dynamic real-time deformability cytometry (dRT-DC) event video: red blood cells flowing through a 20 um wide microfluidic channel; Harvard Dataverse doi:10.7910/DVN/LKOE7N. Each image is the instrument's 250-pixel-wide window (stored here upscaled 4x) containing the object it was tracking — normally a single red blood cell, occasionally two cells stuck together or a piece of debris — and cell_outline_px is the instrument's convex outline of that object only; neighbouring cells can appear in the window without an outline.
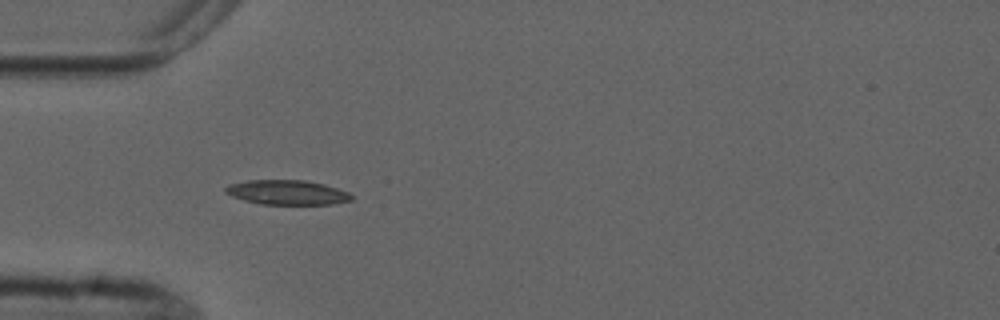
{"species": "common noctule bat (a hibernating species)", "species_latin": "Nyctalus noctula", "temperature_condition": "cold", "stored_images_in_passage": 4, "camera_frame_rate_fps": 3000, "um_per_image_px": 0.085, "animal": {"sex": "male", "forearm_length_mm": 52.5}, "frame": {"image": 1, "passage_image": 3, "time_ms": 3.333, "image_size_px": [1000, 320], "cell_outline_px": [[352, 200], [332, 204], [260, 204], [244, 200], [232, 196], [224, 192], [224, 188], [228, 184], [248, 180], [304, 180], [324, 184], [348, 192], [352, 196]], "centroid_in_image_um": [24.37, 16.35], "position_along_channel_um": 60.6, "area_um2": 18.03}}
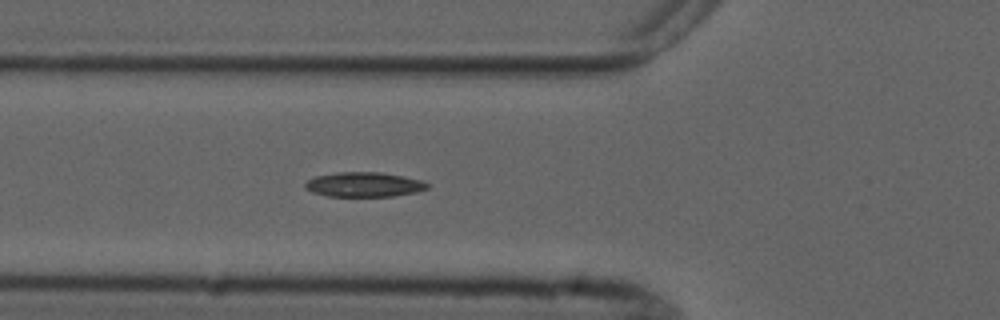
{"frame": {"image": 2, "passage_image": 4, "time_ms": 4.333, "image_size_px": [1000, 320], "cell_outline_px": [[428, 188], [416, 192], [392, 196], [328, 196], [312, 192], [304, 188], [304, 184], [308, 180], [316, 176], [336, 172], [380, 172], [404, 176], [424, 180], [428, 184]], "centroid_in_image_um": [30.95, 15.68], "position_along_channel_um": 94.9, "area_um2": 17.63}}